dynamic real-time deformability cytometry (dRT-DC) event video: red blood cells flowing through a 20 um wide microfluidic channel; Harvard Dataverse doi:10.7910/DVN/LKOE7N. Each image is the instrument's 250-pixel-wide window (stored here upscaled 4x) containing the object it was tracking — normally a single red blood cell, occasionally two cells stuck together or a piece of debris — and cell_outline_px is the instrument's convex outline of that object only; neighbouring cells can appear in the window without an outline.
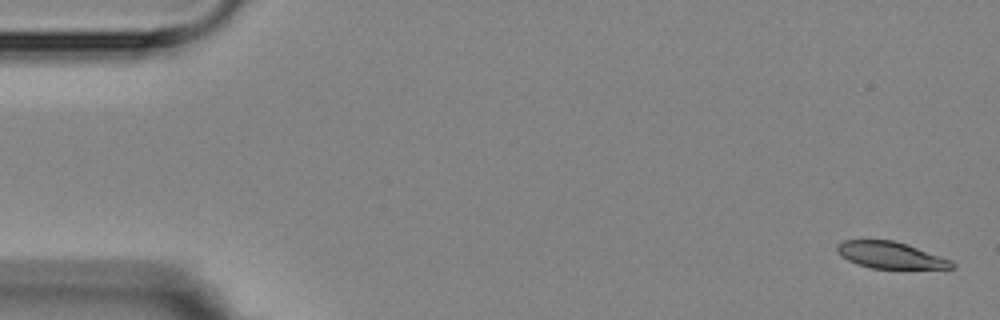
{"species": "Egyptian fruit bat (a non-hibernating species)", "species_latin": "Rousettus aegyptiacus", "temperature_condition": "room temperature", "stored_images_in_passage": 5, "camera_frame_rate_fps": 3000, "um_per_image_px": 0.085, "animal": {"sex": "female"}, "frame": {"image": 1, "passage_image": 1, "time_ms": 0.0, "image_size_px": [1000, 320], "cell_outline_px": [[956, 268], [872, 268], [856, 264], [840, 256], [836, 252], [836, 244], [844, 240], [892, 240], [908, 244], [952, 260], [956, 264]], "centroid_in_image_um": [75.67, 21.68], "position_along_channel_um": 9.3, "area_um2": 17.92}}
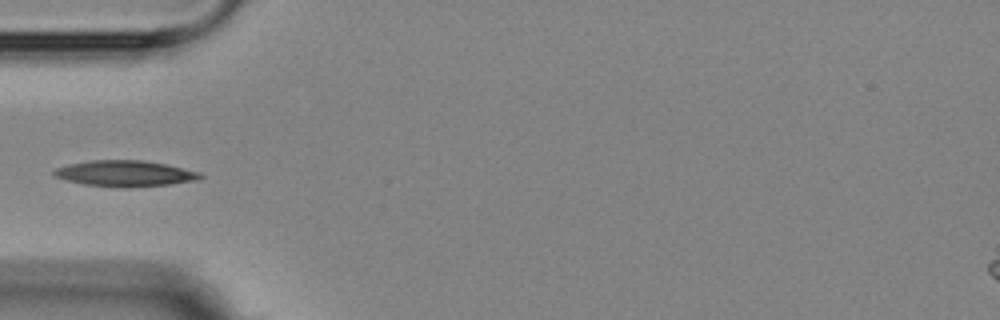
{"frame": {"image": 2, "passage_image": 5, "time_ms": 5.333, "image_size_px": [1000, 320], "cell_outline_px": [[204, 176], [200, 180], [168, 184], [128, 188], [124, 188], [84, 184], [68, 180], [56, 176], [52, 172], [56, 168], [68, 164], [92, 160], [144, 160], [164, 164], [200, 172]], "centroid_in_image_um": [10.66, 14.75], "position_along_channel_um": 74.3, "area_um2": 22.02}}